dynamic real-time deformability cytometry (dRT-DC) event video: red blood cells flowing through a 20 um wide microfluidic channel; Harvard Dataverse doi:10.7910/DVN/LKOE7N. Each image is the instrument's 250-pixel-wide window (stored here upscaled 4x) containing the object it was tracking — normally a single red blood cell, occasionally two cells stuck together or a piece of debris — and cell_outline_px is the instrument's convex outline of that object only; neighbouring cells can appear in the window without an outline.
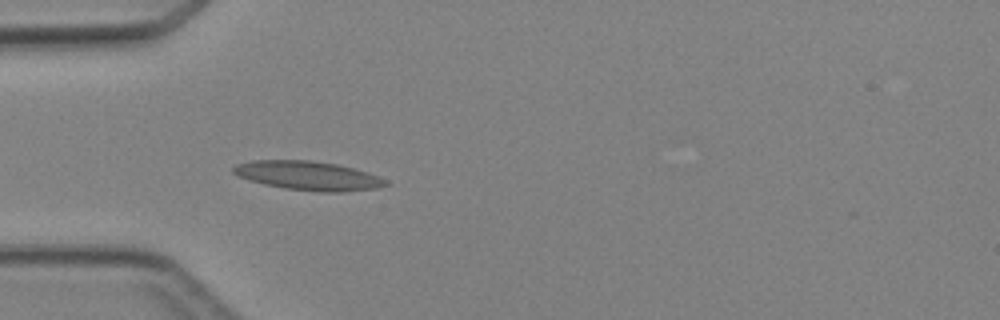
{"species": "Egyptian fruit bat (a non-hibernating species)", "species_latin": "Rousettus aegyptiacus", "temperature_condition": "cold", "stored_images_in_passage": 4, "camera_frame_rate_fps": 3000, "um_per_image_px": 0.085, "animal": {"sex": "female"}, "frame": {"image": 1, "passage_image": 4, "time_ms": 3.333, "image_size_px": [1000, 320], "cell_outline_px": [[392, 184], [376, 188], [340, 192], [320, 192], [284, 188], [264, 184], [236, 176], [232, 172], [232, 168], [236, 164], [252, 160], [312, 160], [336, 164], [368, 172], [388, 180]], "centroid_in_image_um": [26.19, 14.93], "position_along_channel_um": 58.8, "area_um2": 25.89}}